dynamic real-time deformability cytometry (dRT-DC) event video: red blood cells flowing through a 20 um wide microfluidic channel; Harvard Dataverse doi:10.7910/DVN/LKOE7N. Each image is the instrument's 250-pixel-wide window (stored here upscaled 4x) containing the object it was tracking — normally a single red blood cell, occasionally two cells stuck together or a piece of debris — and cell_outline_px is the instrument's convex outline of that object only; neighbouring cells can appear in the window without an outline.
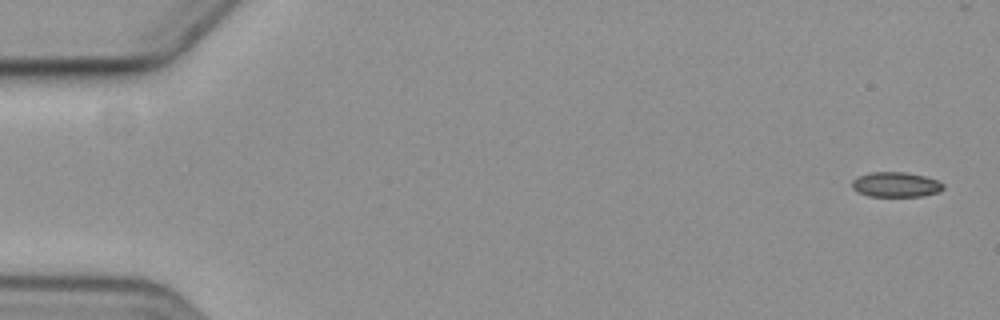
{"species": "common noctule bat (a hibernating species)", "species_latin": "Nyctalus noctula", "temperature_condition": "cold", "stored_images_in_passage": 5, "segment_of_instrument_passage": [2, 2], "camera_frame_rate_fps": 3000, "um_per_image_px": 0.085, "animal": {"sex": "female", "body_mass_g": 19.3, "forearm_length_mm": 54.1}, "frame": {"image": 1, "passage_image": 5, "time_ms": 5.667, "image_size_px": [1000, 320], "cell_outline_px": [[944, 188], [940, 192], [920, 196], [868, 196], [856, 192], [852, 188], [852, 180], [856, 176], [872, 172], [904, 172], [924, 176], [936, 180], [944, 184]], "centroid_in_image_um": [76.11, 15.69], "position_along_channel_um": 8.9, "area_um2": 13.35}}